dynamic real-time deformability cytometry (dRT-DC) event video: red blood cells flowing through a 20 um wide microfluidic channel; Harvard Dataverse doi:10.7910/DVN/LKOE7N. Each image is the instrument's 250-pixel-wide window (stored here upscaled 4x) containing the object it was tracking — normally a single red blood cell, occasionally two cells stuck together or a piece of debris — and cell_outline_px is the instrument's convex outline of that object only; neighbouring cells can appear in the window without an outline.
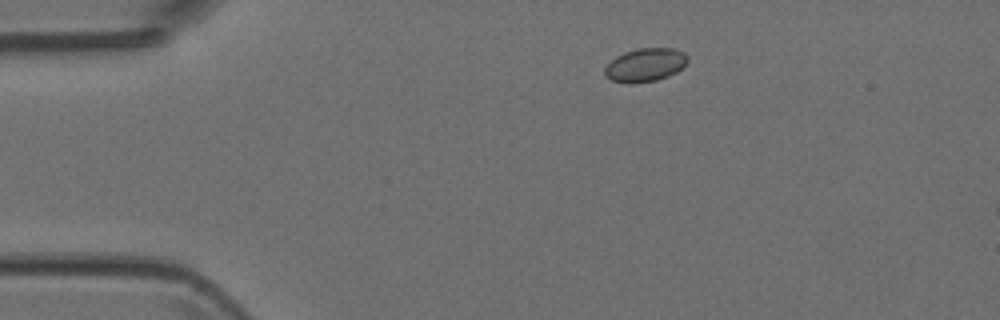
{"species": "Egyptian fruit bat (a non-hibernating species)", "species_latin": "Rousettus aegyptiacus", "temperature_condition": "room temperature", "stored_images_in_passage": 3, "camera_frame_rate_fps": 3000, "um_per_image_px": 0.085, "animal": {"sex": "female"}, "frame": {"image": 1, "passage_image": 1, "time_ms": 0.0, "image_size_px": [1000, 320], "cell_outline_px": [[688, 60], [676, 72], [668, 76], [656, 80], [632, 84], [628, 84], [612, 80], [604, 76], [604, 68], [616, 56], [624, 52], [640, 48], [676, 48], [684, 52], [688, 56]], "centroid_in_image_um": [54.83, 5.52], "position_along_channel_um": 30.2, "area_um2": 16.18}}
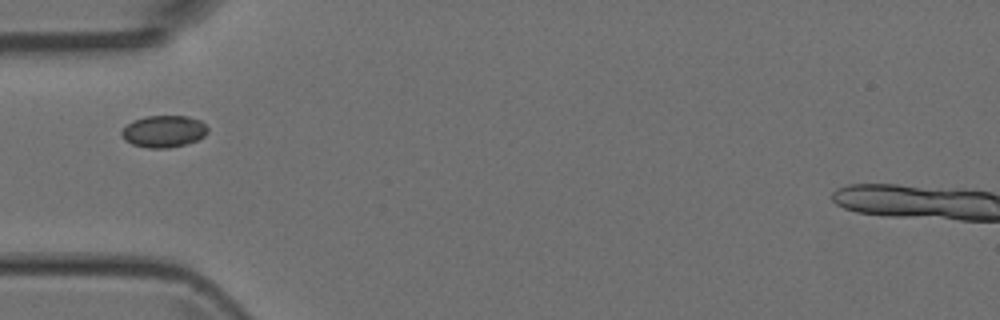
{"frame": {"image": 2, "passage_image": 3, "time_ms": 2.333, "image_size_px": [1000, 320], "cell_outline_px": [[208, 132], [204, 136], [196, 140], [184, 144], [168, 148], [148, 148], [132, 144], [124, 140], [120, 136], [120, 132], [132, 120], [148, 116], [188, 116], [200, 120], [208, 128]], "centroid_in_image_um": [13.89, 11.16], "position_along_channel_um": 71.1, "area_um2": 16.01}}